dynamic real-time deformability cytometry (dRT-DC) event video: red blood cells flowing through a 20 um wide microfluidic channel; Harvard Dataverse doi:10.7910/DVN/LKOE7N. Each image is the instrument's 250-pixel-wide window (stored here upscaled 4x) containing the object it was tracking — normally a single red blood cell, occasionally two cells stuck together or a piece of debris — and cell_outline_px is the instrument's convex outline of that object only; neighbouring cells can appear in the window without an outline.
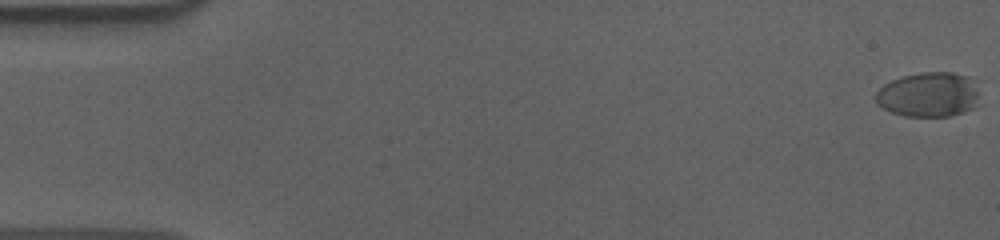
{"species": "human", "species_latin": "Homo sapiens", "temperature_condition": "cold", "stored_images_in_passage": 57, "camera_frame_rate_fps": 3000, "um_per_image_px": 0.085, "donor": {"sex": "male"}, "frame": {"image": 1, "passage_image": 1, "time_ms": 0.0, "image_size_px": [1000, 240], "cell_outline_px": [[976, 96], [972, 108], [964, 112], [948, 116], [904, 116], [892, 112], [884, 108], [872, 96], [884, 84], [892, 80], [904, 76], [924, 72], [952, 72], [968, 76], [976, 92]], "centroid_in_image_um": [78.86, 8.04], "position_along_channel_um": 6.1, "area_um2": 26.47}}
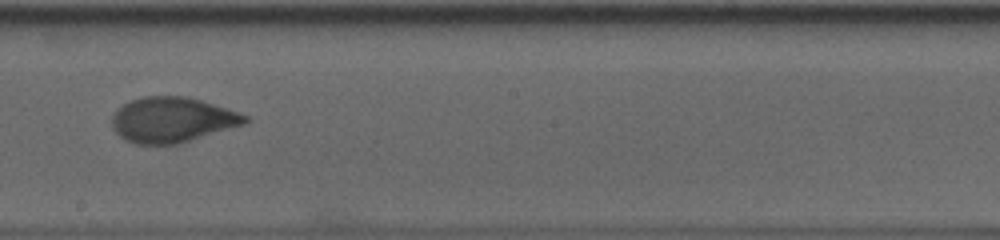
{"frame": {"image": 2, "passage_image": 33, "time_ms": 10.667, "image_size_px": [1000, 240], "cell_outline_px": [[248, 120], [244, 124], [176, 144], [136, 144], [124, 140], [112, 128], [112, 116], [116, 108], [132, 100], [144, 96], [184, 96], [200, 100], [248, 116]], "centroid_in_image_um": [14.57, 10.18], "position_along_channel_um": 233.6, "area_um2": 34.62}}
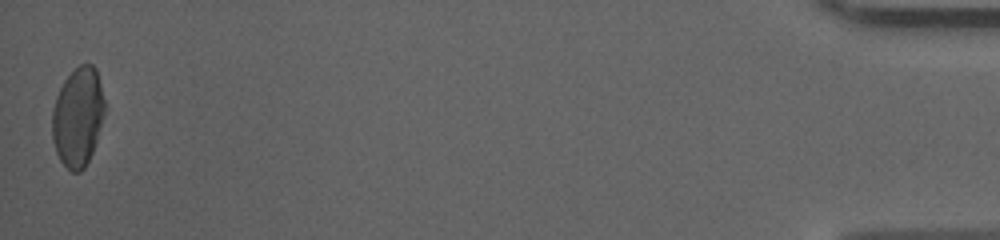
{"frame": {"image": 3, "passage_image": 57, "time_ms": 18.667, "image_size_px": [1000, 240], "cell_outline_px": [[104, 116], [92, 152], [84, 168], [80, 172], [72, 172], [60, 160], [56, 152], [52, 140], [52, 108], [56, 96], [64, 80], [80, 64], [92, 64], [96, 68], [104, 100]], "centroid_in_image_um": [6.6, 9.94], "position_along_channel_um": 428.6, "area_um2": 30.17}, "authors_computed_cell_mechanics": {"area_um2": 34.2176, "velocity_mm_per_s": 3.6237, "shape_relaxation_time_tau1_ms": 6.1936, "shape_relaxation_time_tau2_ms": 1.0578, "deformation_change_tau1": 0.1692, "deformation_change_tau2": 0.0546}}